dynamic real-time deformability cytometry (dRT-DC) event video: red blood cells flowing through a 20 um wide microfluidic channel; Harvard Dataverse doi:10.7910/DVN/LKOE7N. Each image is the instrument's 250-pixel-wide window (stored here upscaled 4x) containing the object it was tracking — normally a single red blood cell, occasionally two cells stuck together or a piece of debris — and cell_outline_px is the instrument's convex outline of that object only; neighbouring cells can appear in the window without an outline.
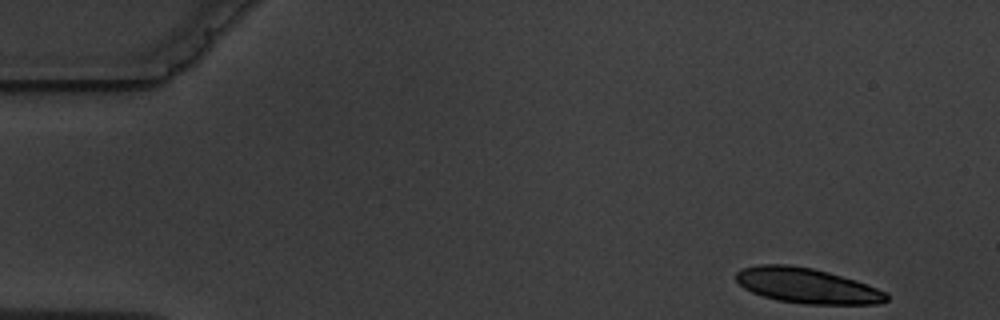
{"species": "common noctule bat (a hibernating species)", "species_latin": "Nyctalus noctula", "temperature_condition": "warm", "stored_images_in_passage": 6, "camera_frame_rate_fps": 3000, "um_per_image_px": 0.085, "animal": {"sex": "male", "body_mass_g": 19.5, "forearm_length_mm": 54.6}, "frame": {"image": 1, "passage_image": 1, "time_ms": 0.0, "image_size_px": [1000, 320], "cell_outline_px": [[888, 300], [876, 304], [804, 304], [776, 300], [752, 292], [744, 288], [736, 280], [736, 272], [740, 268], [760, 264], [788, 264], [812, 268], [828, 272], [856, 280], [888, 292]], "centroid_in_image_um": [68.59, 24.28], "position_along_channel_um": 16.4, "area_um2": 30.98}}